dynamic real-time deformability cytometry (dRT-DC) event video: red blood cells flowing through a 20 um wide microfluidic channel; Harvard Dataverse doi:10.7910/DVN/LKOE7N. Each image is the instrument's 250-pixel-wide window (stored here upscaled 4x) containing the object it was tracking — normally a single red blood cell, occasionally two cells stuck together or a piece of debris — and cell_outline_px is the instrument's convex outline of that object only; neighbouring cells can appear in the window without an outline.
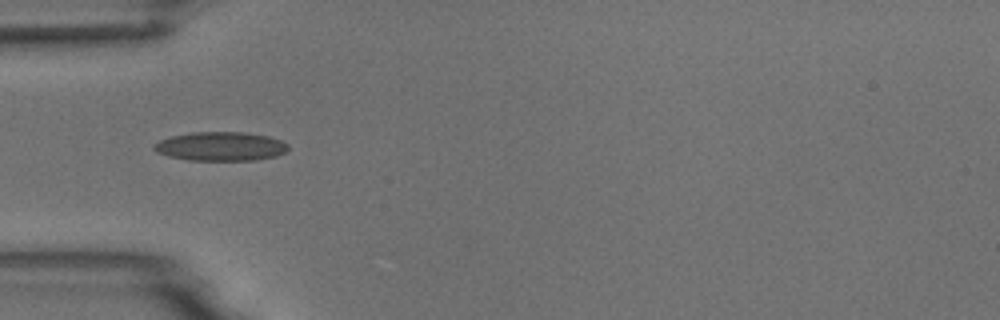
{"species": "common noctule bat (a hibernating species)", "species_latin": "Nyctalus noctula", "temperature_condition": "room temperature", "stored_images_in_passage": 4, "camera_frame_rate_fps": 3000, "um_per_image_px": 0.085, "animal": {"sex": "male", "body_mass_g": 18.8}, "frame": {"image": 1, "passage_image": 2, "time_ms": 1.0, "image_size_px": [1000, 320], "cell_outline_px": [[288, 148], [284, 152], [276, 156], [252, 160], [188, 160], [168, 156], [156, 152], [152, 148], [152, 144], [160, 140], [172, 136], [192, 132], [244, 132], [268, 136], [280, 140], [288, 144]], "centroid_in_image_um": [18.72, 12.44], "position_along_channel_um": 66.3, "area_um2": 22.6}}